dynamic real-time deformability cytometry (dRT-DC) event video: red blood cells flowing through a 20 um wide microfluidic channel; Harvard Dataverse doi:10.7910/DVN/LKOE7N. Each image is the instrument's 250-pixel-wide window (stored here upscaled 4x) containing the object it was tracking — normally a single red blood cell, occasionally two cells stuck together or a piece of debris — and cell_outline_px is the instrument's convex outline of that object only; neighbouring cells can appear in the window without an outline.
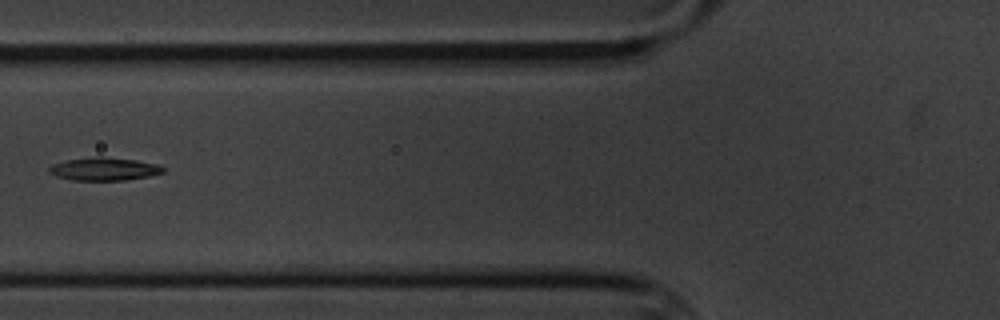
{"species": "common noctule bat (a hibernating species)", "species_latin": "Nyctalus noctula", "temperature_condition": "cold", "stored_images_in_passage": 14, "camera_frame_rate_fps": 3000, "um_per_image_px": 0.085, "animal": {"sex": "male", "body_mass_g": 20.1, "forearm_length_mm": 53.5}, "frame": {"image": 1, "passage_image": 5, "time_ms": 5.667, "image_size_px": [1000, 320], "cell_outline_px": [[164, 172], [152, 176], [124, 180], [72, 180], [56, 176], [48, 172], [48, 168], [52, 164], [68, 160], [96, 156], [100, 156], [136, 160], [156, 164], [164, 168]], "centroid_in_image_um": [8.85, 14.36], "position_along_channel_um": 117.0, "area_um2": 15.26}}
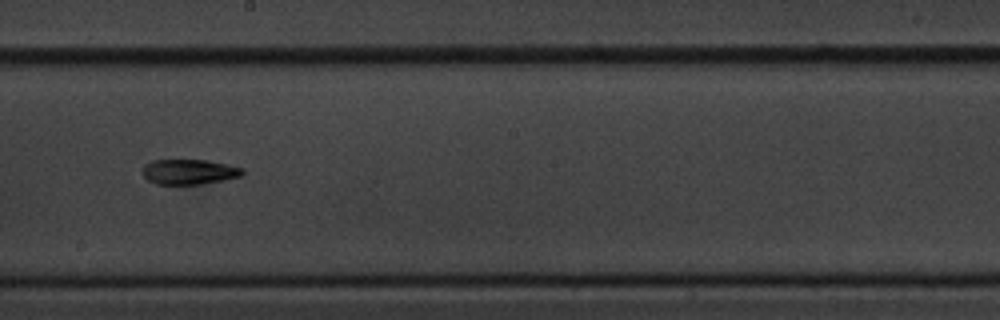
{"frame": {"image": 2, "passage_image": 8, "time_ms": 9.0, "image_size_px": [1000, 320], "cell_outline_px": [[244, 172], [240, 176], [224, 180], [204, 184], [156, 184], [148, 180], [144, 176], [144, 164], [152, 160], [204, 160], [244, 168]], "centroid_in_image_um": [16.07, 14.61], "position_along_channel_um": 232.1, "area_um2": 14.51}}
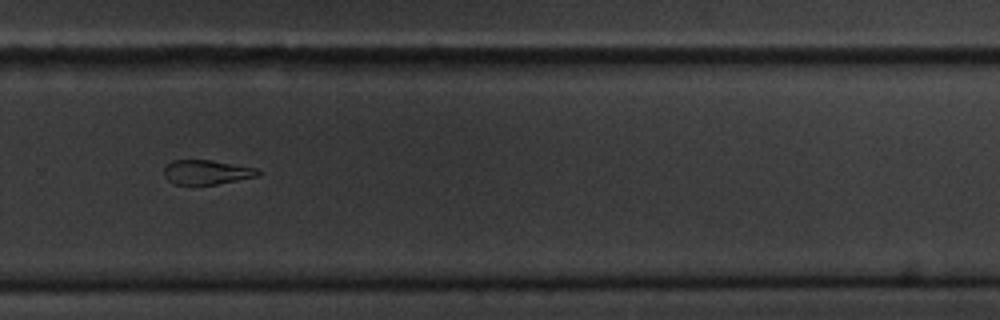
{"frame": {"image": 3, "passage_image": 10, "time_ms": 11.333, "image_size_px": [1000, 320], "cell_outline_px": [[260, 176], [216, 184], [176, 184], [168, 180], [164, 176], [164, 168], [172, 160], [212, 160], [256, 168], [260, 172]], "centroid_in_image_um": [17.57, 14.63], "position_along_channel_um": 312.2, "area_um2": 13.29}, "authors_computed_cell_mechanics": {"area_um2": 15.1725, "velocity_mm_per_s": 3.4483, "shape_relaxation_time_tau1_ms": 1.7951, "shape_relaxation_time_tau2_ms": 10.579, "deformation_change_tau1": 0.0654, "deformation_change_tau2": 0.2386}}